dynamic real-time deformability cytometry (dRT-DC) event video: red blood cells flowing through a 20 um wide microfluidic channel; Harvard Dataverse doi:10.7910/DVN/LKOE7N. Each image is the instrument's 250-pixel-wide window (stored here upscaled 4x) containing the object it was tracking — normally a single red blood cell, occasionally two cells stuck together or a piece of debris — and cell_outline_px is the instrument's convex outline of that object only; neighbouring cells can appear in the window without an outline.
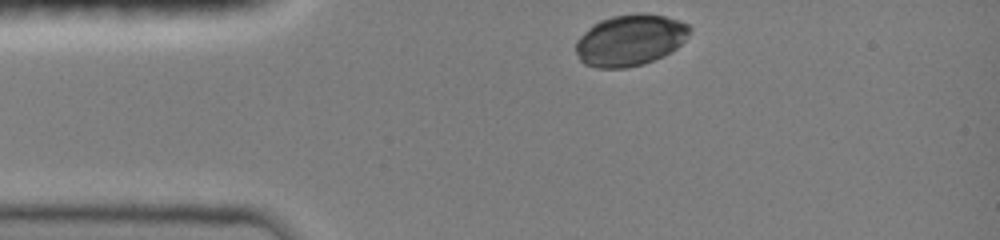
{"species": "common noctule bat (a hibernating species)", "species_latin": "Nyctalus noctula", "temperature_condition": "room temperature", "stored_images_in_passage": 34, "camera_frame_rate_fps": 3000, "um_per_image_px": 0.085, "animal": {"sex": "female", "body_mass_g": 19.0, "forearm_length_mm": 51.5}, "frame": {"image": 1, "passage_image": 1, "time_ms": 0.0, "image_size_px": [1000, 240], "cell_outline_px": [[692, 28], [688, 36], [676, 48], [664, 56], [644, 64], [624, 68], [596, 68], [584, 64], [580, 60], [576, 52], [576, 40], [592, 24], [600, 20], [612, 16], [636, 12], [644, 12], [664, 16], [680, 20], [688, 24]], "centroid_in_image_um": [53.56, 3.4], "position_along_channel_um": 31.4, "area_um2": 34.39}}